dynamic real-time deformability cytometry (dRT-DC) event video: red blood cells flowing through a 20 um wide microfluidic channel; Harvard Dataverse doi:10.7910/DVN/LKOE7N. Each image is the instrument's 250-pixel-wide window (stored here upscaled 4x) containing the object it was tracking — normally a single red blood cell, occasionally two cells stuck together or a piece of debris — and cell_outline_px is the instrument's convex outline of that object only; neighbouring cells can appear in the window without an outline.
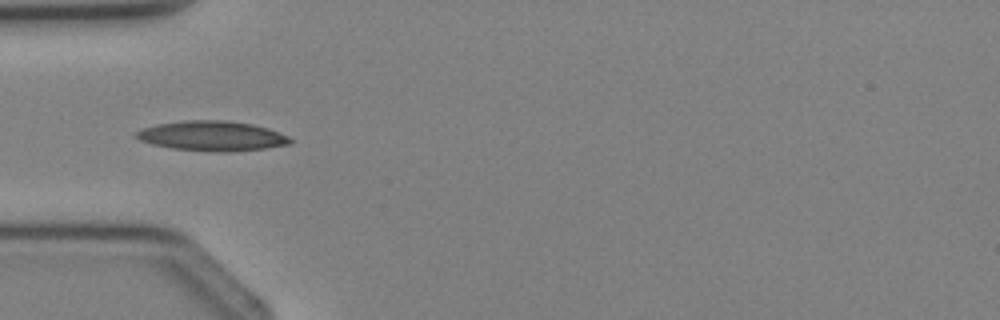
{"species": "Egyptian fruit bat (a non-hibernating species)", "species_latin": "Rousettus aegyptiacus", "temperature_condition": "cold", "stored_images_in_passage": 4, "camera_frame_rate_fps": 3000, "um_per_image_px": 0.085, "animal": {"sex": "female"}, "frame": {"image": 1, "passage_image": 4, "time_ms": 3.333, "image_size_px": [1000, 320], "cell_outline_px": [[292, 144], [264, 148], [228, 152], [216, 152], [172, 148], [152, 144], [140, 140], [132, 136], [136, 132], [144, 128], [156, 124], [184, 120], [224, 120], [252, 124], [268, 128], [288, 136], [292, 140]], "centroid_in_image_um": [18.01, 11.55], "position_along_channel_um": 67.0, "area_um2": 26.82}}